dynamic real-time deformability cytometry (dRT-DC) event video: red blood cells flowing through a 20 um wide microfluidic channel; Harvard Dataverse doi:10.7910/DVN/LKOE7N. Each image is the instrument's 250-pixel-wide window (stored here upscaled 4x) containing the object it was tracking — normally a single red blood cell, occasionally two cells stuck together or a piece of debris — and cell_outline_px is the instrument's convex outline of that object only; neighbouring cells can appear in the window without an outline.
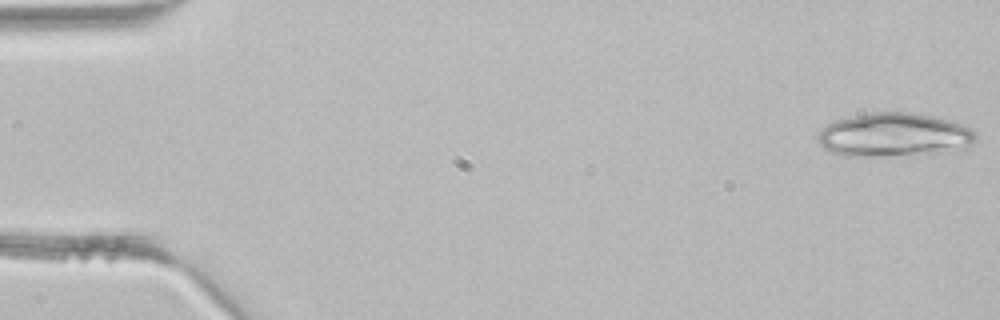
{"species": "common noctule bat (a hibernating species)", "species_latin": "Nyctalus noctula", "temperature_condition": "room temperature", "stored_images_in_passage": 42, "camera_frame_rate_fps": 3000, "um_per_image_px": 0.085, "animal": {"sex": "male", "body_mass_g": 21.5, "forearm_length_mm": 52.0}, "frame": {"image": 1, "passage_image": 1, "time_ms": 0.0, "image_size_px": [1000, 320], "cell_outline_px": [[976, 140], [968, 148], [884, 156], [844, 156], [832, 152], [824, 148], [816, 140], [816, 136], [820, 128], [836, 120], [868, 112], [908, 112], [936, 116], [952, 120], [972, 128], [976, 132]], "centroid_in_image_um": [75.97, 11.44], "position_along_channel_um": 9.0, "area_um2": 40.29}}